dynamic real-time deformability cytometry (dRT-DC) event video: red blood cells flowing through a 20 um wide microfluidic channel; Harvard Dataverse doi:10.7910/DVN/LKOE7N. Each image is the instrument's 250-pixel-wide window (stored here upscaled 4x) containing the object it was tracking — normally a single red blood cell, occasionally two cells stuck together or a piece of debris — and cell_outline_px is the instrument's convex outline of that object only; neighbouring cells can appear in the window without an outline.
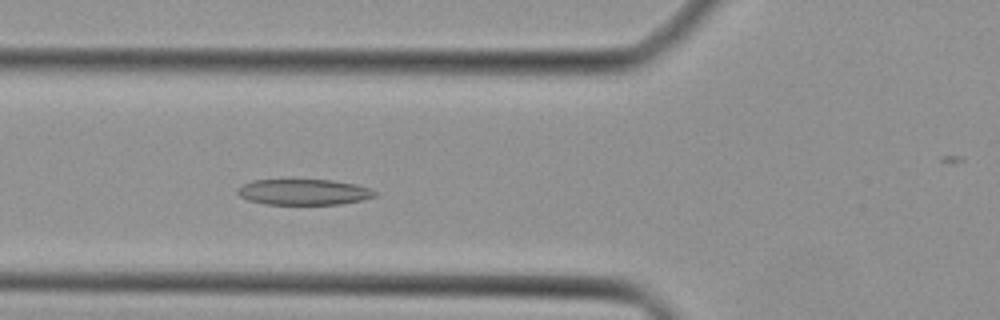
{"species": "Egyptian fruit bat (a non-hibernating species)", "species_latin": "Rousettus aegyptiacus", "temperature_condition": "cold", "stored_images_in_passage": 35, "camera_frame_rate_fps": 3000, "um_per_image_px": 0.085, "animal": {"sex": "female"}, "frame": {"image": 1, "passage_image": 7, "time_ms": 2.0, "image_size_px": [1000, 320], "cell_outline_px": [[376, 196], [364, 200], [340, 204], [264, 204], [248, 200], [240, 196], [236, 192], [236, 188], [252, 180], [332, 180], [356, 184], [372, 188], [376, 192]], "centroid_in_image_um": [25.84, 16.32], "position_along_channel_um": 100.0, "area_um2": 20.75}}
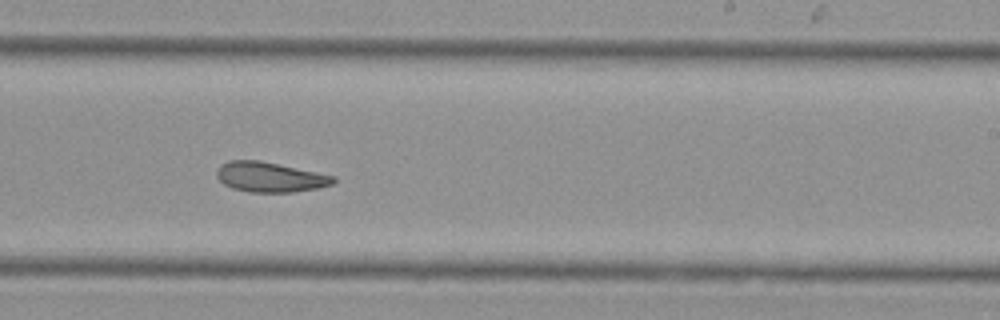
{"frame": {"image": 2, "passage_image": 18, "time_ms": 5.667, "image_size_px": [1000, 320], "cell_outline_px": [[336, 180], [332, 184], [320, 188], [292, 192], [248, 192], [232, 188], [224, 184], [216, 176], [216, 172], [220, 164], [228, 160], [260, 160], [336, 176]], "centroid_in_image_um": [22.94, 15.05], "position_along_channel_um": 266.1, "area_um2": 20.52}}
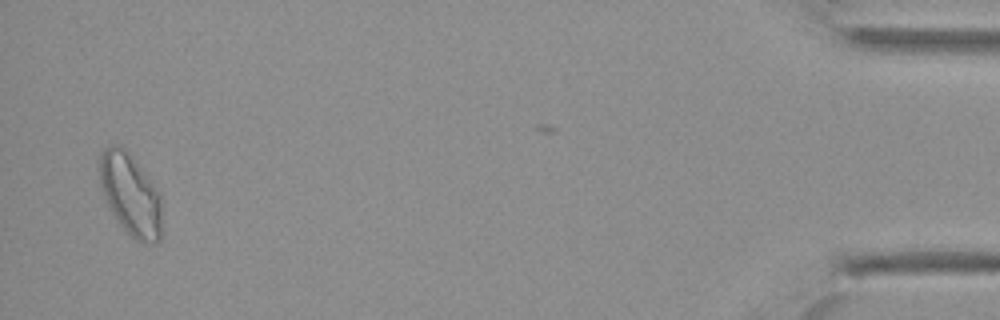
{"frame": {"image": 3, "passage_image": 34, "time_ms": 11.0, "image_size_px": [1000, 320], "cell_outline_px": [[160, 240], [156, 244], [144, 244], [136, 240], [120, 224], [112, 212], [100, 188], [100, 152], [108, 144], [120, 144], [132, 156], [152, 180], [160, 192]], "centroid_in_image_um": [11.09, 16.5], "position_along_channel_um": 424.1, "area_um2": 29.82}}